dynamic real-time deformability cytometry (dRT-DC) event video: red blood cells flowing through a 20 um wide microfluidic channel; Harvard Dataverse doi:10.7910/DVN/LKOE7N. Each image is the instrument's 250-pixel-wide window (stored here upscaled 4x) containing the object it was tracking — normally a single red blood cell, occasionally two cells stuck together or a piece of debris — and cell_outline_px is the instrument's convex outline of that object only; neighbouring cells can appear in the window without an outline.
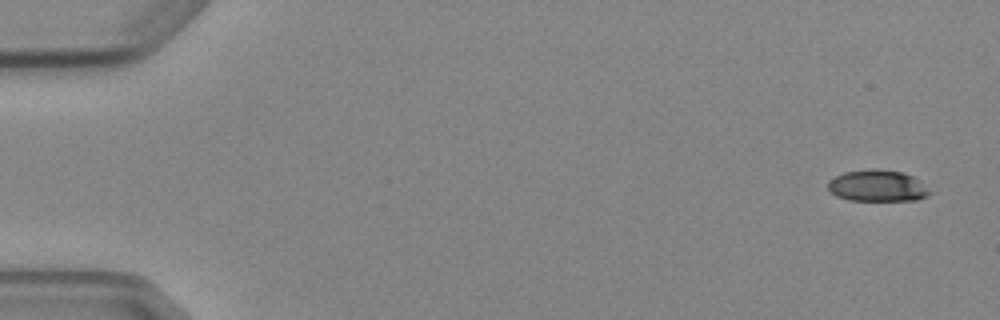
{"species": "Egyptian fruit bat (a non-hibernating species)", "species_latin": "Rousettus aegyptiacus", "temperature_condition": "cold", "stored_images_in_passage": 5, "camera_frame_rate_fps": 3000, "um_per_image_px": 0.085, "animal": {"sex": "female"}, "frame": {"image": 1, "passage_image": 1, "time_ms": 0.0, "image_size_px": [1000, 320], "cell_outline_px": [[932, 192], [916, 200], [848, 200], [836, 196], [828, 192], [828, 180], [844, 172], [872, 168], [876, 168], [900, 172], [912, 176]], "centroid_in_image_um": [74.51, 15.79], "position_along_channel_um": 10.5, "area_um2": 18.55}}
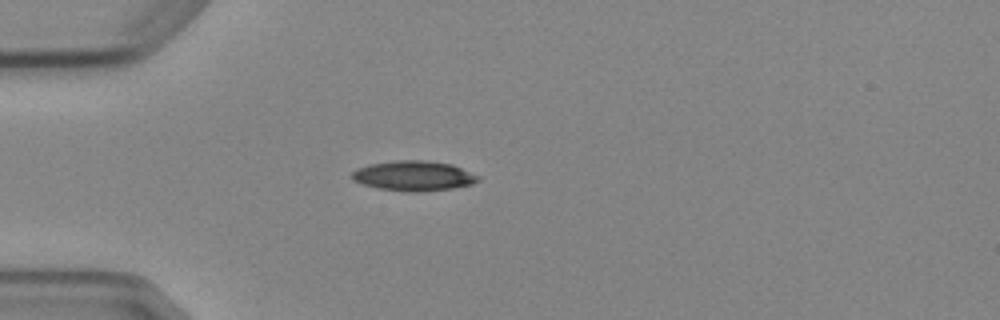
{"frame": {"image": 2, "passage_image": 4, "time_ms": 4.333, "image_size_px": [1000, 320], "cell_outline_px": [[480, 180], [472, 184], [452, 188], [416, 192], [412, 192], [380, 188], [364, 184], [352, 180], [352, 172], [356, 168], [368, 164], [396, 160], [424, 160], [452, 164], [480, 176]], "centroid_in_image_um": [35.17, 14.93], "position_along_channel_um": 49.8, "area_um2": 21.96}}